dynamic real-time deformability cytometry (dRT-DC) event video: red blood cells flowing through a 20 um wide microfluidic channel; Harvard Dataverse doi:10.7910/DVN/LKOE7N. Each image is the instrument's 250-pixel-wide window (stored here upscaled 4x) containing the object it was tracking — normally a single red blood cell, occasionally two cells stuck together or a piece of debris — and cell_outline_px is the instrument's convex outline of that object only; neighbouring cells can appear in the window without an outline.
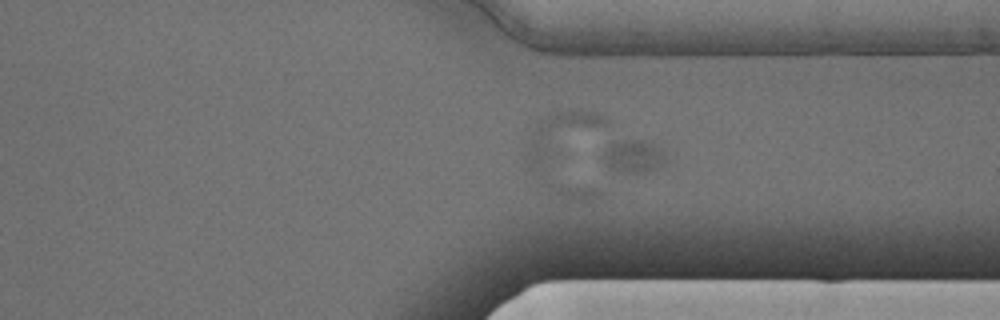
{"species": "Egyptian fruit bat (a non-hibernating species)", "species_latin": "Rousettus aegyptiacus", "temperature_condition": "cold", "stored_images_in_passage": 45, "camera_frame_rate_fps": 3000, "um_per_image_px": 0.085, "animal": {"sex": "male"}, "frame": {"image": 1, "passage_image": 32, "time_ms": 10.333, "image_size_px": [1000, 320], "cell_outline_px": [[664, 164], [656, 168], [644, 172], [616, 172], [604, 160], [604, 148], [612, 140], [644, 140], [660, 148], [664, 152]], "centroid_in_image_um": [53.82, 13.25], "position_along_channel_um": 357.6, "area_um2": 11.85}}
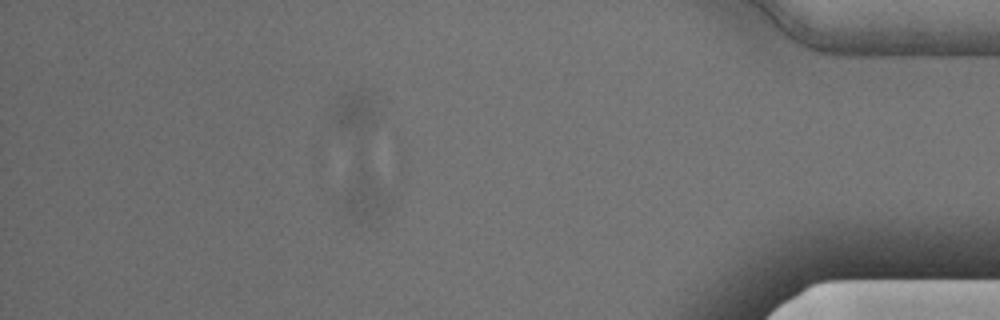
{"frame": {"image": 2, "passage_image": 39, "time_ms": 12.667, "image_size_px": [1000, 320], "cell_outline_px": [[380, 220], [372, 224], [368, 224], [352, 220], [344, 216], [344, 196], [360, 164], [368, 172], [380, 192]], "centroid_in_image_um": [30.82, 16.9], "position_along_channel_um": 404.4, "area_um2": 11.27}}